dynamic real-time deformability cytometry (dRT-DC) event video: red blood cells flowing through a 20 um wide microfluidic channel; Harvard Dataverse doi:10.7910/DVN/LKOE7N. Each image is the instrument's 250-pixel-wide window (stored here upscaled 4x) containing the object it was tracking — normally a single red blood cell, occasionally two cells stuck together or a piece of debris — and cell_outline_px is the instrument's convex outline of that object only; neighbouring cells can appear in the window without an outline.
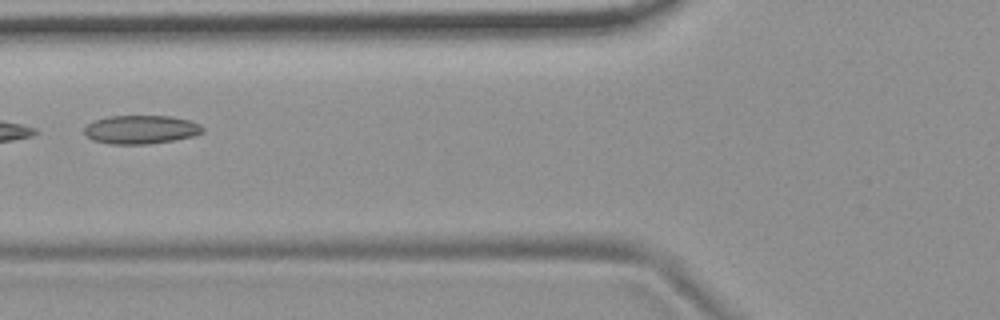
{"species": "common noctule bat (a hibernating species)", "species_latin": "Nyctalus noctula", "temperature_condition": "room temperature", "stored_images_in_passage": 6, "camera_frame_rate_fps": 3000, "um_per_image_px": 0.085, "animal": {"sex": "female", "body_mass_g": 19.9}, "frame": {"image": 1, "passage_image": 6, "time_ms": 1.667, "image_size_px": [1000, 320], "cell_outline_px": [[204, 132], [196, 136], [176, 140], [148, 144], [108, 144], [92, 140], [84, 136], [84, 128], [88, 124], [96, 120], [108, 116], [172, 116], [188, 120], [200, 124], [204, 128]], "centroid_in_image_um": [11.99, 11.02], "position_along_channel_um": 113.8, "area_um2": 20.0}}